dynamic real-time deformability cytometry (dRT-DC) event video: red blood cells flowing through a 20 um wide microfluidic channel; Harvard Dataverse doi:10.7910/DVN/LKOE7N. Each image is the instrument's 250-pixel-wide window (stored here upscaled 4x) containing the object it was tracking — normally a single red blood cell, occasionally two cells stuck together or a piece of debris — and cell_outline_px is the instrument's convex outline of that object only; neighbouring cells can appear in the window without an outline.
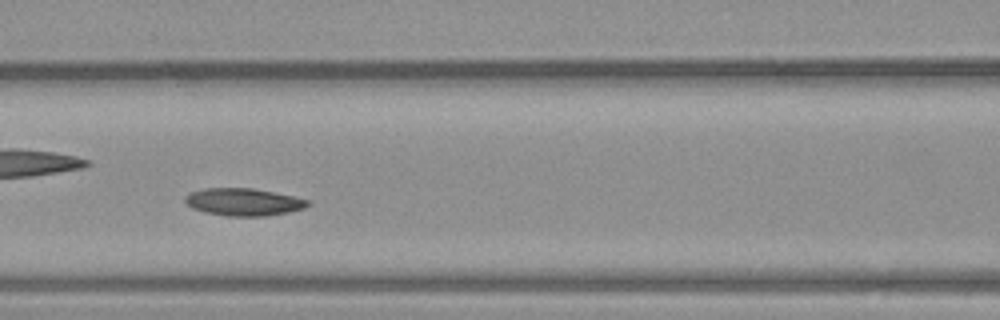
{"species": "common noctule bat (a hibernating species)", "species_latin": "Nyctalus noctula", "temperature_condition": "warm", "stored_images_in_passage": 41, "camera_frame_rate_fps": 3000, "um_per_image_px": 0.085, "animal": {"sex": "male", "body_mass_g": 23.1, "forearm_length_mm": 52.7}, "frame": {"image": 1, "passage_image": 18, "time_ms": 5.667, "image_size_px": [1000, 320], "cell_outline_px": [[312, 204], [304, 208], [288, 212], [264, 216], [228, 216], [204, 212], [192, 208], [184, 200], [184, 196], [188, 192], [204, 188], [252, 188], [292, 196], [308, 200]], "centroid_in_image_um": [20.66, 17.16], "position_along_channel_um": 145.9, "area_um2": 19.59}}